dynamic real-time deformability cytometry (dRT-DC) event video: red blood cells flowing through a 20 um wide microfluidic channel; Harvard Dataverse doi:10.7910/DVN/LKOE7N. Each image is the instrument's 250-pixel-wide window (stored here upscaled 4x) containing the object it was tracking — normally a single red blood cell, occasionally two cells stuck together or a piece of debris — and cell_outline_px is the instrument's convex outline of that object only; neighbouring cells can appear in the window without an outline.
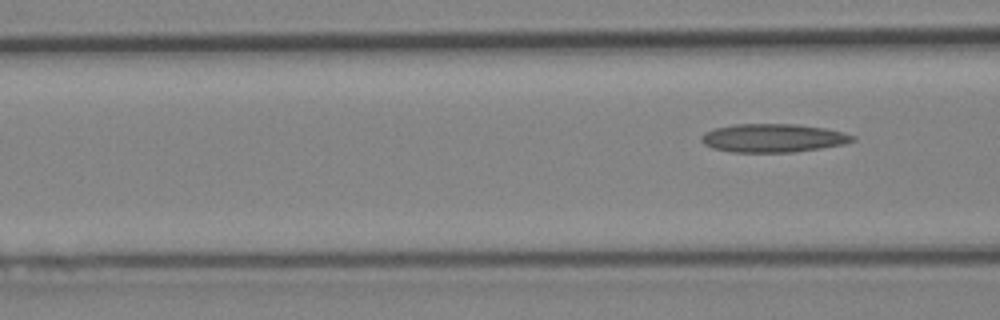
{"species": "Egyptian fruit bat (a non-hibernating species)", "species_latin": "Rousettus aegyptiacus", "temperature_condition": "cold", "stored_images_in_passage": 8, "segment_of_instrument_passage": [2, 2], "camera_frame_rate_fps": 3000, "um_per_image_px": 0.085, "animal": {"sex": "female"}, "frame": {"image": 1, "passage_image": 8, "time_ms": 9.0, "image_size_px": [1000, 320], "cell_outline_px": [[856, 140], [844, 144], [820, 148], [792, 152], [732, 152], [712, 148], [704, 144], [700, 140], [700, 136], [704, 132], [716, 128], [736, 124], [796, 124], [824, 128], [844, 132], [856, 136]], "centroid_in_image_um": [65.71, 11.73], "position_along_channel_um": 100.9, "area_um2": 25.09}}